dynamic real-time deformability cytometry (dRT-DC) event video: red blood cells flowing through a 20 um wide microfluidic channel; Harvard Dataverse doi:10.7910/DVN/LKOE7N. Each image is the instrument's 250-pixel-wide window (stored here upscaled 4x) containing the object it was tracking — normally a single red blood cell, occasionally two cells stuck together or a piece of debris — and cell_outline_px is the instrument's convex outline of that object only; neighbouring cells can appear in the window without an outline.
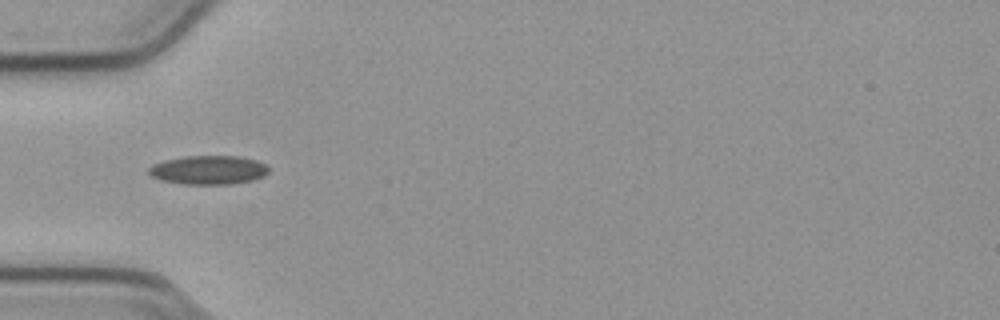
{"species": "common noctule bat (a hibernating species)", "species_latin": "Nyctalus noctula", "temperature_condition": "cold", "stored_images_in_passage": 4, "camera_frame_rate_fps": 3000, "um_per_image_px": 0.085, "animal": {"sex": "male", "body_mass_g": 23.1, "forearm_length_mm": 52.7}, "frame": {"image": 1, "passage_image": 1, "time_ms": 0.0, "image_size_px": [1000, 320], "cell_outline_px": [[268, 172], [264, 176], [252, 180], [228, 184], [184, 184], [160, 180], [152, 176], [148, 172], [148, 168], [152, 164], [164, 160], [184, 156], [236, 156], [256, 160], [264, 164], [268, 168]], "centroid_in_image_um": [17.68, 14.44], "position_along_channel_um": 67.3, "area_um2": 20.11}}